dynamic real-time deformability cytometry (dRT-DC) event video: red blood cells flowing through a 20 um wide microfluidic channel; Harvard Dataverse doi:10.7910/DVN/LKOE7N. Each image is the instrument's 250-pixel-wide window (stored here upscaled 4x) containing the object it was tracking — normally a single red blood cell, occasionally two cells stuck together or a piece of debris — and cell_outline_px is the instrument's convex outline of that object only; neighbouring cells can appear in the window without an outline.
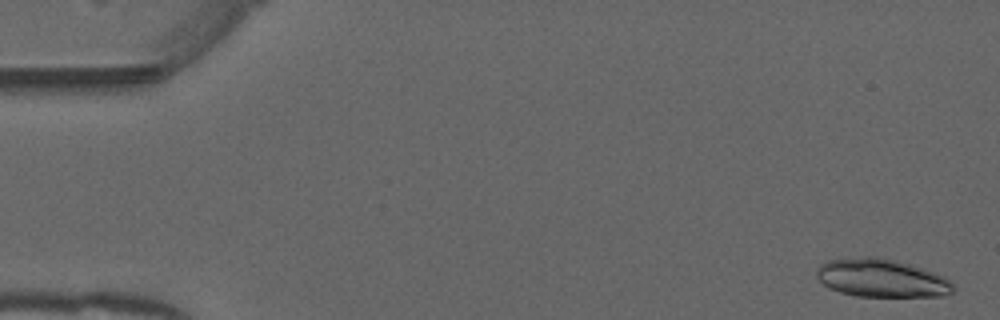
{"species": "common noctule bat (a hibernating species)", "species_latin": "Nyctalus noctula", "temperature_condition": "warm", "stored_images_in_passage": 51, "camera_frame_rate_fps": 3000, "um_per_image_px": 0.085, "animal": {"sex": "male", "forearm_length_mm": 52.5}, "frame": {"image": 1, "passage_image": 2, "time_ms": 0.333, "image_size_px": [1000, 320], "cell_outline_px": [[956, 292], [944, 296], [856, 296], [840, 292], [828, 288], [816, 276], [816, 268], [820, 264], [828, 260], [864, 256], [876, 256], [896, 260], [944, 276], [952, 280], [956, 284]], "centroid_in_image_um": [74.96, 23.64], "position_along_channel_um": 10.0, "area_um2": 30.69}}